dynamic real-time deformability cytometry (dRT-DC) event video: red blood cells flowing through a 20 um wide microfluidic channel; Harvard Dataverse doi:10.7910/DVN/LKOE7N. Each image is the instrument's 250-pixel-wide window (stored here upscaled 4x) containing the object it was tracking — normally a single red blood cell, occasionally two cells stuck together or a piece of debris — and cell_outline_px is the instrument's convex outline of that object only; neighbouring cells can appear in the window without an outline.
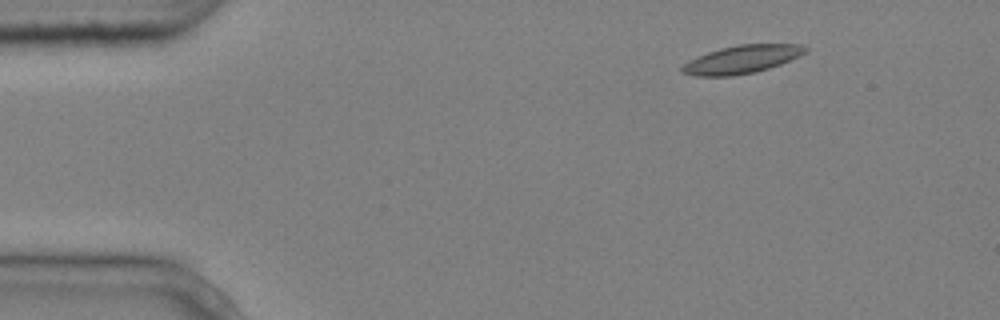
{"species": "common noctule bat (a hibernating species)", "species_latin": "Nyctalus noctula", "temperature_condition": "cold", "stored_images_in_passage": 4, "camera_frame_rate_fps": 3000, "um_per_image_px": 0.085, "animal": {"sex": "male", "body_mass_g": 20.4}, "frame": {"image": 1, "passage_image": 1, "time_ms": 0.0, "image_size_px": [1000, 320], "cell_outline_px": [[808, 48], [800, 56], [780, 64], [756, 72], [732, 76], [696, 76], [680, 72], [680, 68], [688, 60], [696, 56], [720, 48], [736, 44], [800, 44]], "centroid_in_image_um": [63.01, 5.05], "position_along_channel_um": 22.0, "area_um2": 20.23}}